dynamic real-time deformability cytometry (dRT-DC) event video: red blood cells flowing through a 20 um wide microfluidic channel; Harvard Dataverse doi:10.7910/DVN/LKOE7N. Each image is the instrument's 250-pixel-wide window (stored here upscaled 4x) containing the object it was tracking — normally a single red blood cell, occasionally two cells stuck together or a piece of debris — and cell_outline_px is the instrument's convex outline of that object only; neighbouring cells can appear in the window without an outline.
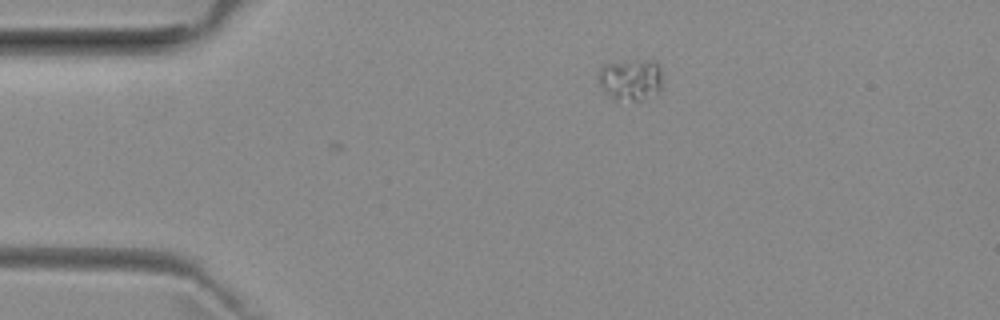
{"species": "common noctule bat (a hibernating species)", "species_latin": "Nyctalus noctula", "temperature_condition": "room temperature", "stored_images_in_passage": 3, "camera_frame_rate_fps": 3000, "um_per_image_px": 0.085, "animal": {"sex": "female", "body_mass_g": 29.2, "forearm_length_mm": 56.3}, "frame": {"image": 1, "passage_image": 3, "time_ms": 0.667, "image_size_px": [1000, 320], "cell_outline_px": [[660, 88], [656, 92], [640, 100], [616, 100], [596, 80], [600, 68], [604, 64], [644, 60], [656, 60], [660, 68]], "centroid_in_image_um": [53.59, 6.74], "position_along_channel_um": 31.4, "area_um2": 15.03}}